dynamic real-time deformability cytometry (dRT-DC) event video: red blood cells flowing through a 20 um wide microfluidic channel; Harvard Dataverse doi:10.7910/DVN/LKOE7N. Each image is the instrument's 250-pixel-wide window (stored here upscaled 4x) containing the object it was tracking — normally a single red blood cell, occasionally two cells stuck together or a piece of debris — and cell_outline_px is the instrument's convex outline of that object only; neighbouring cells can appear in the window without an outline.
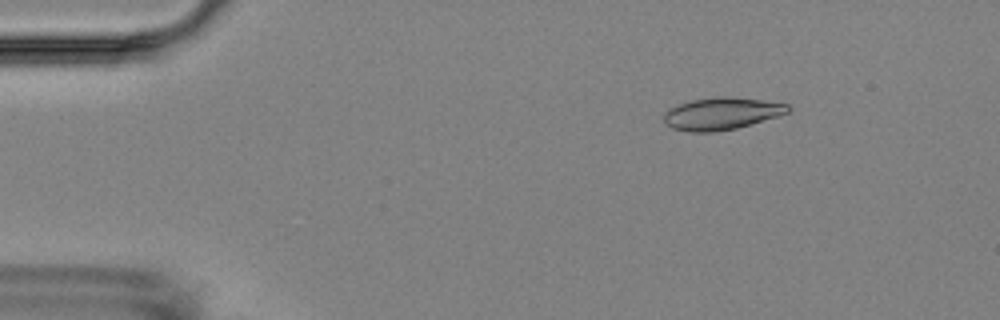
{"species": "Egyptian fruit bat (a non-hibernating species)", "species_latin": "Rousettus aegyptiacus", "temperature_condition": "room temperature", "stored_images_in_passage": 5, "camera_frame_rate_fps": 3000, "um_per_image_px": 0.085, "animal": {"sex": "female"}, "frame": {"image": 1, "passage_image": 2, "time_ms": 2.0, "image_size_px": [1000, 320], "cell_outline_px": [[792, 108], [788, 112], [776, 116], [736, 128], [712, 132], [688, 132], [672, 128], [664, 120], [664, 112], [680, 104], [692, 100], [720, 96], [724, 96], [760, 100], [788, 104]], "centroid_in_image_um": [61.32, 9.66], "position_along_channel_um": 23.7, "area_um2": 22.83}}